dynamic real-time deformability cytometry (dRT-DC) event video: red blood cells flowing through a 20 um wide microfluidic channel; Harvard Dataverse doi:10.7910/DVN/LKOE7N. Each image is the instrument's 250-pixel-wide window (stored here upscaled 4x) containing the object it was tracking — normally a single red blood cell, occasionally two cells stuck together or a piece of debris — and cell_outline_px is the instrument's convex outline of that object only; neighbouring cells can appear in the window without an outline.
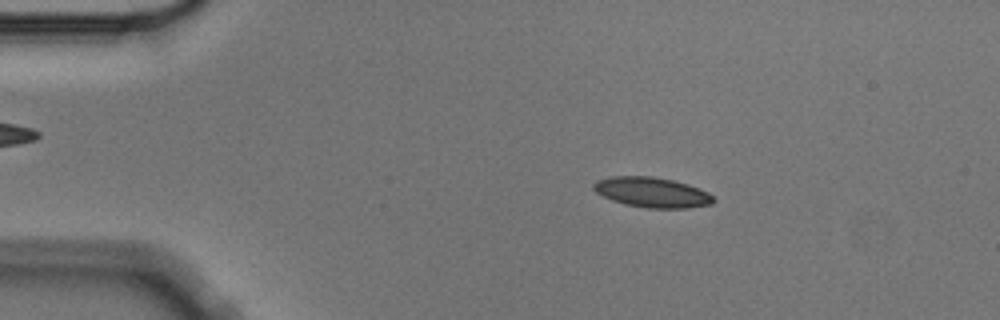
{"species": "Egyptian fruit bat (a non-hibernating species)", "species_latin": "Rousettus aegyptiacus", "temperature_condition": "cold", "stored_images_in_passage": 4, "camera_frame_rate_fps": 3000, "um_per_image_px": 0.085, "animal": {"sex": "male"}, "frame": {"image": 1, "passage_image": 1, "time_ms": 0.0, "image_size_px": [1000, 320], "cell_outline_px": [[716, 200], [712, 204], [688, 208], [648, 208], [624, 204], [612, 200], [596, 192], [592, 188], [592, 184], [596, 180], [612, 176], [652, 176], [672, 180], [688, 184], [708, 192]], "centroid_in_image_um": [55.41, 16.35], "position_along_channel_um": 29.6, "area_um2": 21.1}}
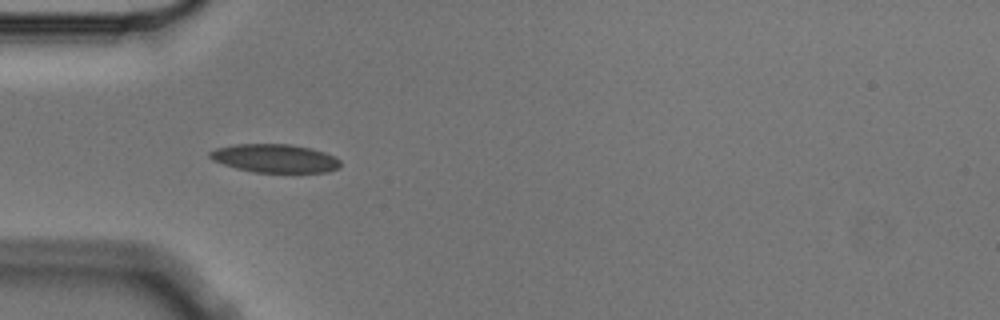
{"frame": {"image": 2, "passage_image": 3, "time_ms": 0.667, "image_size_px": [1000, 320], "cell_outline_px": [[340, 168], [328, 172], [252, 172], [236, 168], [212, 160], [208, 156], [208, 152], [216, 148], [236, 144], [292, 144], [312, 148], [336, 156], [340, 160]], "centroid_in_image_um": [23.38, 13.45], "position_along_channel_um": 61.6, "area_um2": 21.79}}
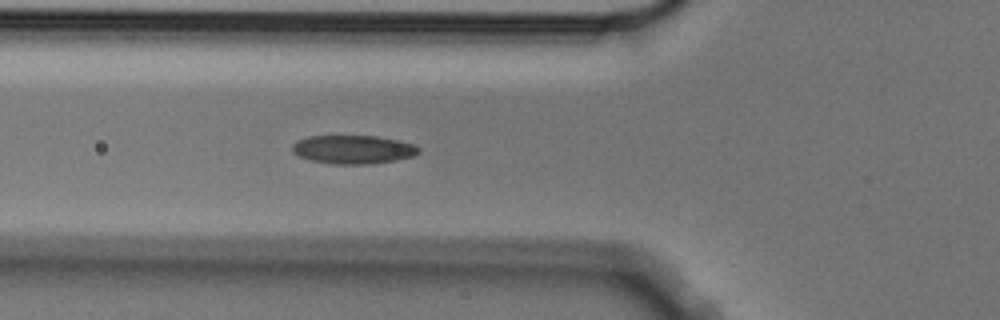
{"frame": {"image": 3, "passage_image": 4, "time_ms": 1.0, "image_size_px": [1000, 320], "cell_outline_px": [[420, 152], [416, 156], [396, 160], [372, 164], [332, 164], [312, 160], [300, 156], [292, 152], [292, 144], [296, 140], [308, 136], [376, 136], [400, 140], [412, 144], [420, 148]], "centroid_in_image_um": [30.04, 12.7], "position_along_channel_um": 95.8, "area_um2": 21.21}}